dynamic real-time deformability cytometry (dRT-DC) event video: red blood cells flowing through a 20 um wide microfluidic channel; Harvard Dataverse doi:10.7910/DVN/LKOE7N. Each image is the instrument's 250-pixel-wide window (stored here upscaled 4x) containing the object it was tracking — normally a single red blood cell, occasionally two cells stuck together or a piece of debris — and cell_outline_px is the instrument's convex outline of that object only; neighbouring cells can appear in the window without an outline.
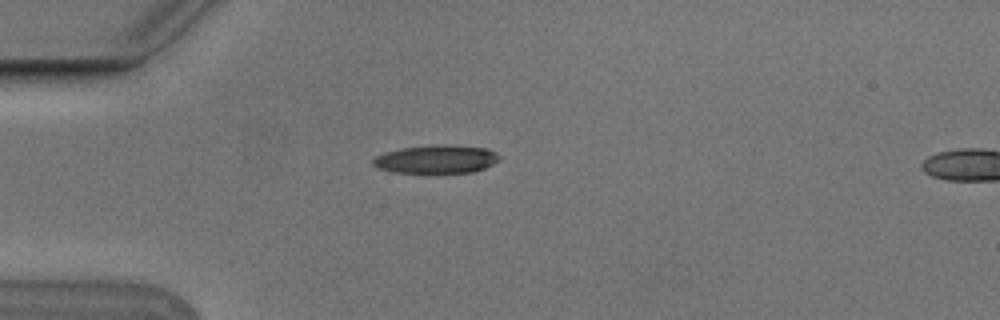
{"species": "Egyptian fruit bat (a non-hibernating species)", "species_latin": "Rousettus aegyptiacus", "temperature_condition": "cold", "stored_images_in_passage": 3, "camera_frame_rate_fps": 3000, "um_per_image_px": 0.085, "animal": {"sex": "male"}, "frame": {"image": 1, "passage_image": 1, "time_ms": 0.0, "image_size_px": [1000, 320], "cell_outline_px": [[500, 160], [484, 168], [472, 172], [392, 172], [380, 168], [372, 164], [372, 160], [376, 156], [384, 152], [400, 148], [428, 144], [452, 144], [488, 148], [496, 152], [500, 156]], "centroid_in_image_um": [37.1, 13.5], "position_along_channel_um": 47.9, "area_um2": 21.04}}